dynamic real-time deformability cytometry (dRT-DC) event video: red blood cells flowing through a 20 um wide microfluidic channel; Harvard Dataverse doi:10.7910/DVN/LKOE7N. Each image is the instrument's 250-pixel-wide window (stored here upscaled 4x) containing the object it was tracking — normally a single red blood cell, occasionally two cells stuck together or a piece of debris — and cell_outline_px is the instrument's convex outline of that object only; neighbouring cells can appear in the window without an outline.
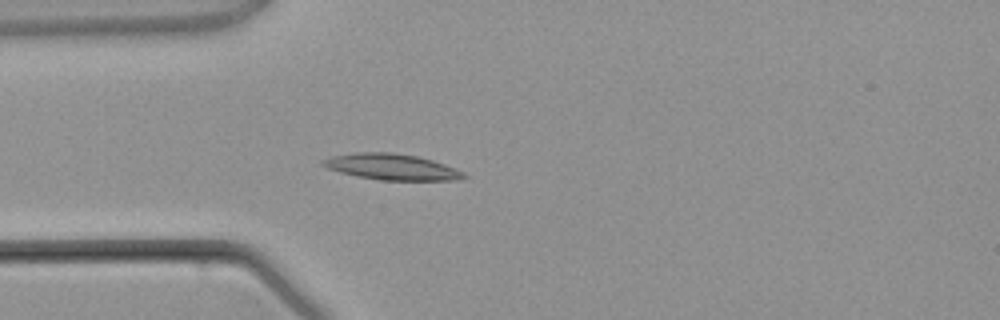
{"species": "common noctule bat (a hibernating species)", "species_latin": "Nyctalus noctula", "temperature_condition": "warm", "stored_images_in_passage": 3, "camera_frame_rate_fps": 3000, "um_per_image_px": 0.085, "animal": {"sex": "male", "body_mass_g": 21.5, "forearm_length_mm": 52.0}, "frame": {"image": 1, "passage_image": 3, "time_ms": 2.333, "image_size_px": [1000, 320], "cell_outline_px": [[468, 176], [460, 180], [380, 180], [356, 176], [340, 172], [328, 168], [320, 164], [320, 160], [332, 156], [356, 152], [392, 152], [416, 156], [432, 160], [444, 164], [464, 172]], "centroid_in_image_um": [33.28, 14.18], "position_along_channel_um": 51.7, "area_um2": 21.39}}